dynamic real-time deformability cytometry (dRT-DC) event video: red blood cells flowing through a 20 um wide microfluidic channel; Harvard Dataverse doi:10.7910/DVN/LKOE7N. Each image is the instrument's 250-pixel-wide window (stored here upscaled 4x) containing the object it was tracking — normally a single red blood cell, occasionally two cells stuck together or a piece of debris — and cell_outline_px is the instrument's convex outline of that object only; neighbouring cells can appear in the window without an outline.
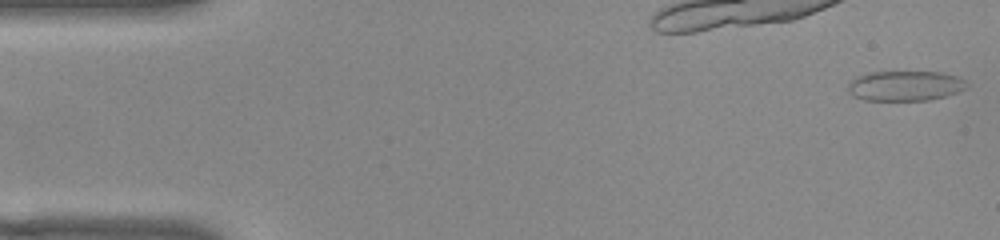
{"species": "common noctule bat (a hibernating species)", "species_latin": "Nyctalus noctula", "temperature_condition": "warm", "stored_images_in_passage": 52, "camera_frame_rate_fps": 3000, "um_per_image_px": 0.085, "animal": {"sex": "female", "body_mass_g": 22.0, "forearm_length_mm": 56.7}, "frame": {"image": 1, "passage_image": 1, "time_ms": 0.0, "image_size_px": [1000, 240], "cell_outline_px": [[968, 88], [944, 96], [928, 100], [864, 100], [852, 96], [848, 92], [848, 84], [856, 76], [868, 72], [940, 72], [956, 76], [964, 80]], "centroid_in_image_um": [76.89, 7.29], "position_along_channel_um": 8.1, "area_um2": 20.75}}
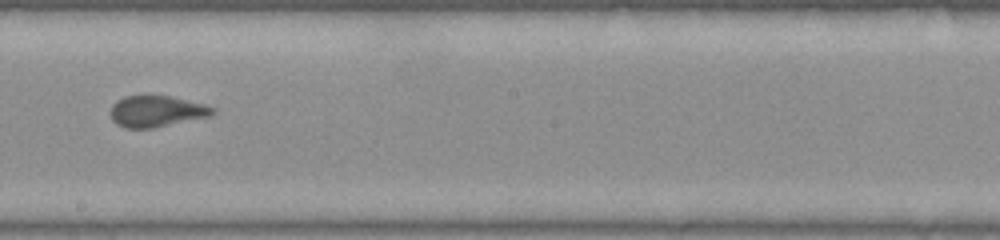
{"frame": {"image": 2, "passage_image": 29, "time_ms": 9.333, "image_size_px": [1000, 240], "cell_outline_px": [[216, 112], [208, 116], [152, 128], [124, 128], [116, 124], [112, 120], [112, 104], [116, 100], [124, 96], [168, 96], [204, 104], [216, 108]], "centroid_in_image_um": [13.28, 9.46], "position_along_channel_um": 234.9, "area_um2": 18.32}}
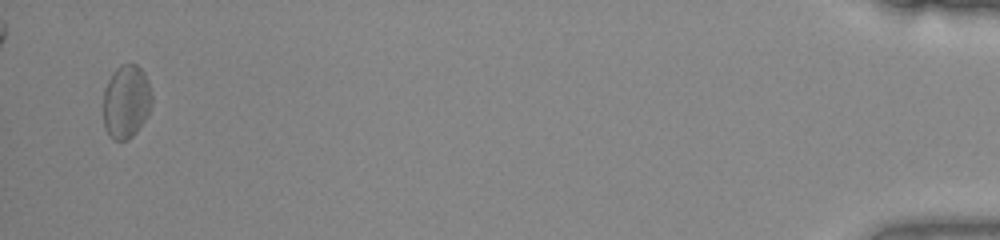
{"frame": {"image": 3, "passage_image": 51, "time_ms": 16.667, "image_size_px": [1000, 240], "cell_outline_px": [[152, 104], [144, 120], [136, 132], [128, 140], [112, 140], [108, 136], [104, 128], [104, 88], [112, 72], [120, 64], [136, 64], [144, 72], [148, 80], [152, 92]], "centroid_in_image_um": [10.72, 8.63], "position_along_channel_um": 424.5, "area_um2": 21.04}, "authors_computed_cell_mechanics": {"area_um2": 19.2185, "velocity_mm_per_s": 3.835, "shape_relaxation_time_tau1_ms": 7.7436, "shape_relaxation_time_tau2_ms": null, "deformation_change_tau1": 0.1583, "deformation_change_tau2": null}}